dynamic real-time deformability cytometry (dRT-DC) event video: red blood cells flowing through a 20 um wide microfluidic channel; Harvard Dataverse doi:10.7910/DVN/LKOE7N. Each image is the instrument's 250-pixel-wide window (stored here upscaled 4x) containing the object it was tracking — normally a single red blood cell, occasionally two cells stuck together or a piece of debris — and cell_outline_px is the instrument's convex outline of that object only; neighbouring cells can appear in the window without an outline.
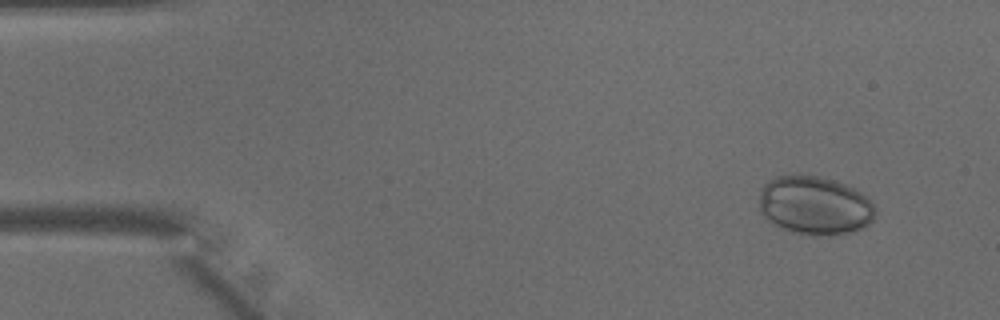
{"species": "common noctule bat (a hibernating species)", "species_latin": "Nyctalus noctula", "temperature_condition": "warm", "stored_images_in_passage": 46, "camera_frame_rate_fps": 3000, "um_per_image_px": 0.085, "animal": {"sex": "male", "body_mass_g": 15.6}, "frame": {"image": 1, "passage_image": 4, "time_ms": 1.0, "image_size_px": [1000, 320], "cell_outline_px": [[876, 216], [864, 228], [856, 232], [828, 236], [812, 236], [792, 232], [772, 224], [760, 212], [760, 188], [764, 184], [776, 176], [820, 176], [836, 180], [864, 192], [868, 196], [876, 208]], "centroid_in_image_um": [69.31, 17.49], "position_along_channel_um": 15.7, "area_um2": 40.4}}
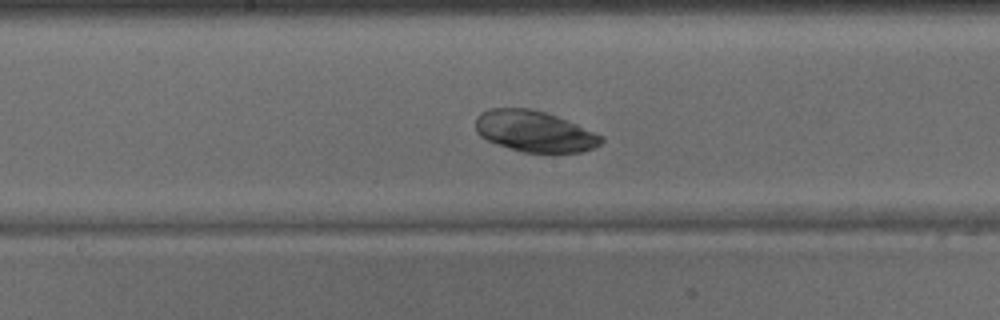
{"frame": {"image": 2, "passage_image": 24, "time_ms": 7.667, "image_size_px": [1000, 320], "cell_outline_px": [[604, 140], [600, 144], [592, 148], [580, 152], [552, 156], [524, 152], [488, 140], [480, 136], [476, 132], [476, 116], [480, 112], [488, 108], [532, 108], [568, 120], [604, 136]], "centroid_in_image_um": [45.47, 11.19], "position_along_channel_um": 202.7, "area_um2": 30.75}}
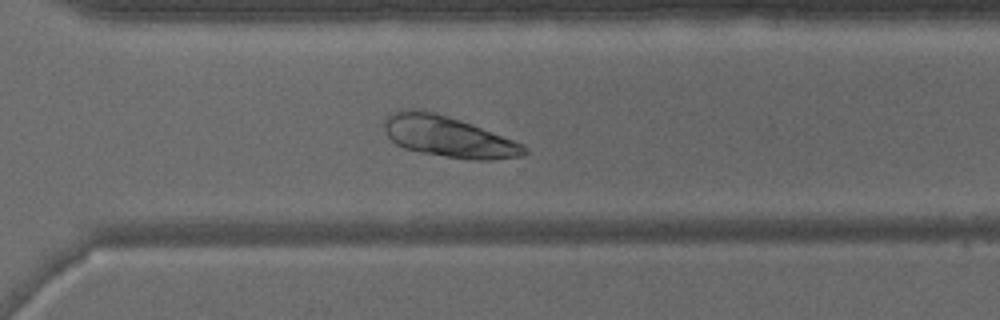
{"frame": {"image": 3, "passage_image": 33, "time_ms": 10.667, "image_size_px": [1000, 320], "cell_outline_px": [[528, 152], [524, 156], [488, 160], [468, 160], [420, 152], [404, 148], [396, 144], [388, 136], [384, 128], [384, 120], [388, 112], [412, 108], [416, 108], [448, 116], [472, 124], [524, 144], [528, 148]], "centroid_in_image_um": [38.1, 11.61], "position_along_channel_um": 332.5, "area_um2": 33.64}}